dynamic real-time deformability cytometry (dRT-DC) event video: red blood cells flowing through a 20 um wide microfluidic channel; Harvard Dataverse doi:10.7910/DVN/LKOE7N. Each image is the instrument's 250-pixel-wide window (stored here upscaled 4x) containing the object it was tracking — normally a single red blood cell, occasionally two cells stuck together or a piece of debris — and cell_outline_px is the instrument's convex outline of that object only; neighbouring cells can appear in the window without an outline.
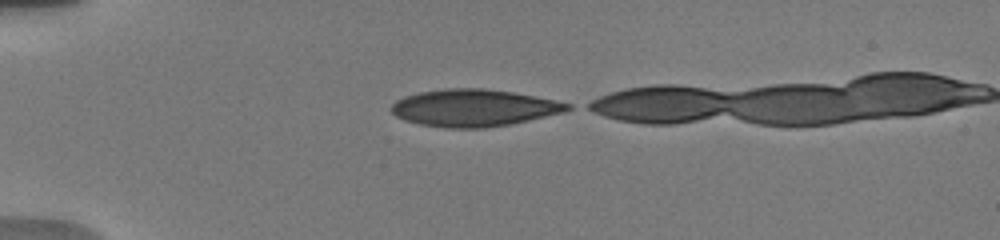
{"species": "human", "species_latin": "Homo sapiens", "temperature_condition": "warm", "stored_images_in_passage": 8, "camera_frame_rate_fps": 3000, "um_per_image_px": 0.085, "donor": {"sex": "male"}, "frame": {"image": 1, "passage_image": 1, "time_ms": 0.0, "image_size_px": [1000, 240], "cell_outline_px": [[572, 108], [564, 112], [512, 124], [484, 128], [444, 128], [420, 124], [404, 120], [396, 116], [388, 108], [396, 100], [404, 96], [420, 92], [448, 88], [484, 88], [512, 92], [572, 104]], "centroid_in_image_um": [40.24, 9.18], "position_along_channel_um": 44.8, "area_um2": 38.09}}
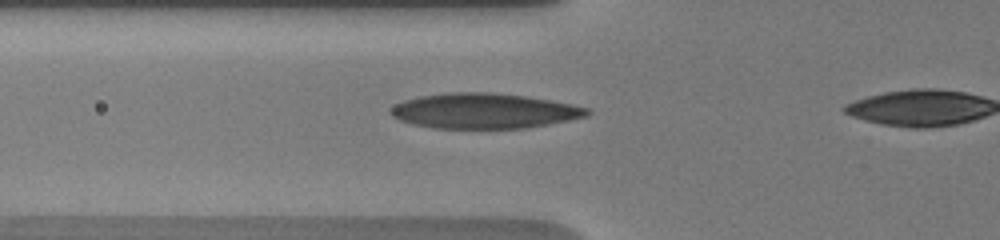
{"frame": {"image": 2, "passage_image": 7, "time_ms": 2.0, "image_size_px": [1000, 240], "cell_outline_px": [[592, 112], [588, 116], [568, 120], [524, 128], [432, 128], [412, 124], [400, 120], [392, 116], [388, 112], [396, 104], [404, 100], [420, 96], [448, 92], [492, 92], [528, 96], [572, 104], [588, 108]], "centroid_in_image_um": [41.14, 9.42], "position_along_channel_um": 84.7, "area_um2": 40.34}}